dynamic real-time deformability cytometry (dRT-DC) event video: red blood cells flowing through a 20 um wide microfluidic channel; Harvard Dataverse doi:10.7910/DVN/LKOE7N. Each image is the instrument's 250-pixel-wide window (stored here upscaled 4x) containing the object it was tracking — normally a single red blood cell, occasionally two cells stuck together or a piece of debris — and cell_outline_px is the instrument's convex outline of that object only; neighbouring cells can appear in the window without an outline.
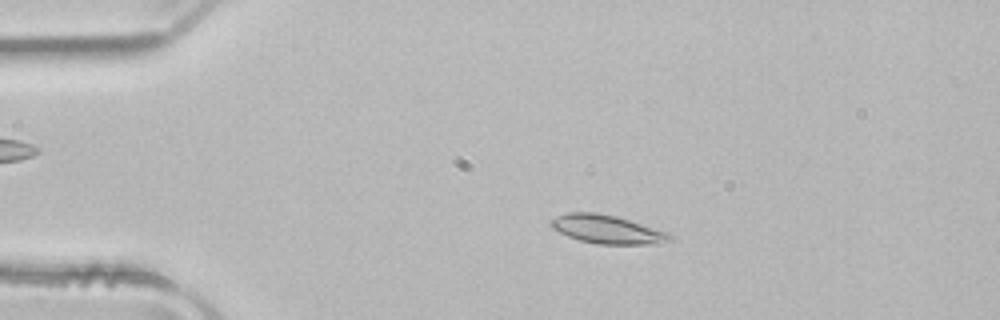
{"species": "common noctule bat (a hibernating species)", "species_latin": "Nyctalus noctula", "temperature_condition": "room temperature", "stored_images_in_passage": 37, "camera_frame_rate_fps": 3000, "um_per_image_px": 0.085, "animal": {"sex": "male", "body_mass_g": 21.5, "forearm_length_mm": 52.0}, "frame": {"image": 1, "passage_image": 10, "time_ms": 3.0, "image_size_px": [1000, 320], "cell_outline_px": [[672, 240], [660, 244], [600, 244], [580, 240], [568, 236], [552, 228], [548, 224], [556, 216], [568, 212], [596, 212], [616, 216], [668, 232], [672, 236]], "centroid_in_image_um": [51.61, 19.49], "position_along_channel_um": 33.4, "area_um2": 19.71}}
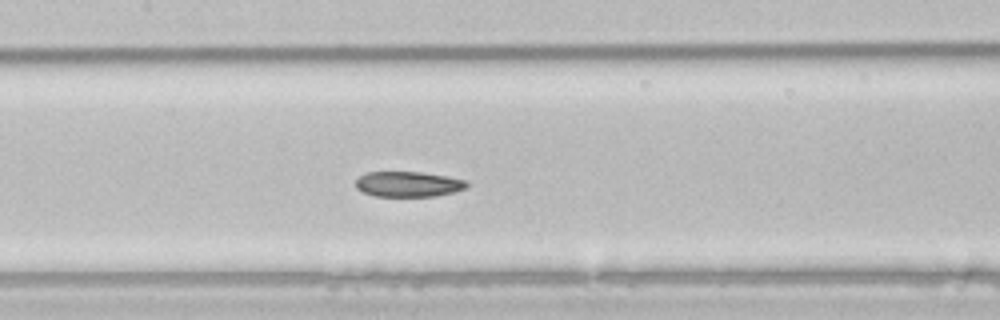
{"frame": {"image": 2, "passage_image": 24, "time_ms": 7.667, "image_size_px": [1000, 320], "cell_outline_px": [[468, 188], [436, 196], [372, 196], [356, 188], [356, 180], [360, 176], [368, 172], [424, 172], [448, 176], [468, 180]], "centroid_in_image_um": [34.74, 15.65], "position_along_channel_um": 172.7, "area_um2": 16.53}}
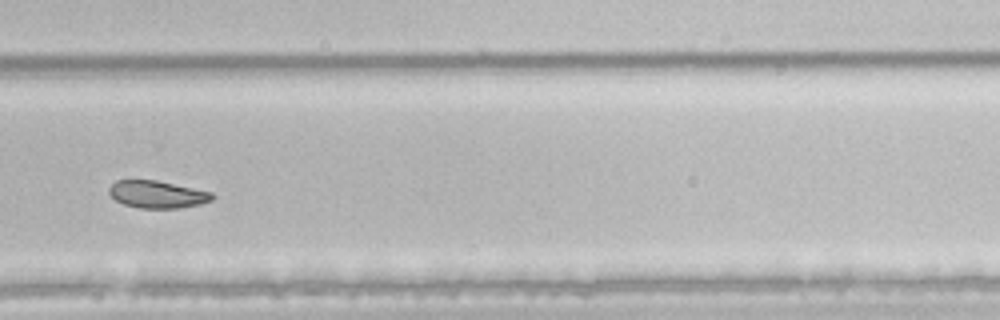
{"frame": {"image": 3, "passage_image": 35, "time_ms": 11.333, "image_size_px": [1000, 320], "cell_outline_px": [[216, 196], [212, 200], [200, 204], [176, 208], [140, 208], [124, 204], [116, 200], [108, 192], [108, 188], [116, 180], [156, 180], [212, 192]], "centroid_in_image_um": [13.37, 16.52], "position_along_channel_um": 316.4, "area_um2": 16.36}}